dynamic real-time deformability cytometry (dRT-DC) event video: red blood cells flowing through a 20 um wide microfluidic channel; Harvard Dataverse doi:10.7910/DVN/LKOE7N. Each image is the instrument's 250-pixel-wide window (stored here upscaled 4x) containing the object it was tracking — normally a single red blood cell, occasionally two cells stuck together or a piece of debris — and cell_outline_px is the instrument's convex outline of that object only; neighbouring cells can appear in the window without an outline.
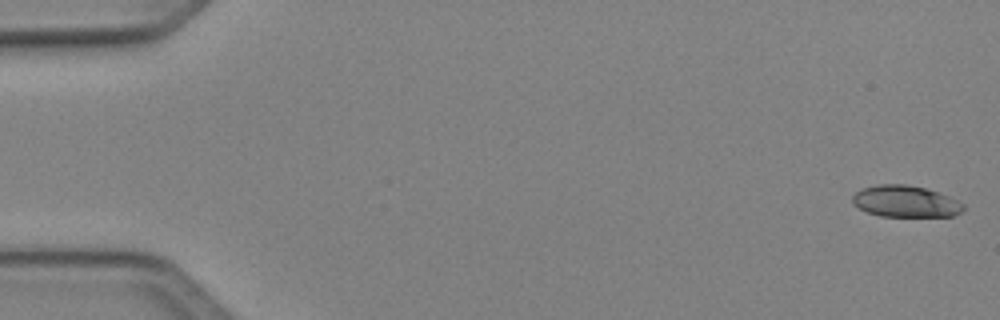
{"species": "Egyptian fruit bat (a non-hibernating species)", "species_latin": "Rousettus aegyptiacus", "temperature_condition": "cold", "stored_images_in_passage": 4, "camera_frame_rate_fps": 3000, "um_per_image_px": 0.085, "animal": {"sex": "female"}, "frame": {"image": 1, "passage_image": 1, "time_ms": 0.0, "image_size_px": [1000, 320], "cell_outline_px": [[964, 208], [960, 212], [952, 216], [880, 216], [868, 212], [852, 204], [852, 196], [860, 188], [876, 184], [908, 184], [924, 188], [948, 196], [964, 204]], "centroid_in_image_um": [76.92, 17.11], "position_along_channel_um": 8.1, "area_um2": 20.35}}